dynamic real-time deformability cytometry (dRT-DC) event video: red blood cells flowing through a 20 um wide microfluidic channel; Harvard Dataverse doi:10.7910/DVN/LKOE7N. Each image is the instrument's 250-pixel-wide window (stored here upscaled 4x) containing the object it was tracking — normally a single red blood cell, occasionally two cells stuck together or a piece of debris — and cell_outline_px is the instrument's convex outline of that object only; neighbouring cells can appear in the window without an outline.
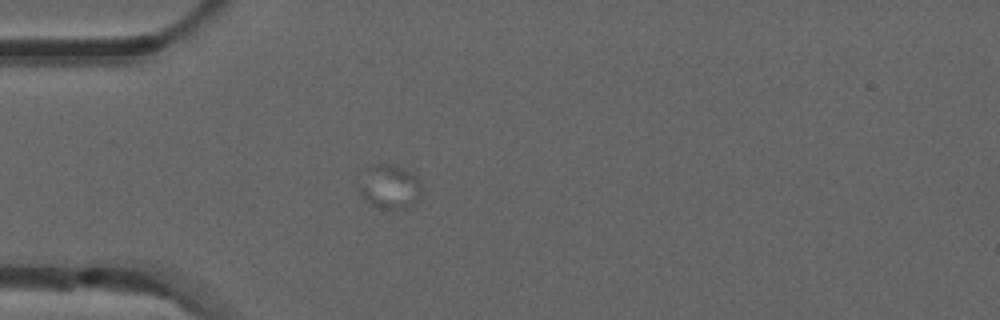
{"species": "common noctule bat (a hibernating species)", "species_latin": "Nyctalus noctula", "temperature_condition": "room temperature", "stored_images_in_passage": 5, "camera_frame_rate_fps": 3000, "um_per_image_px": 0.085, "animal": {"sex": "male", "forearm_length_mm": 52.5}, "frame": {"image": 1, "passage_image": 3, "time_ms": 0.667, "image_size_px": [1000, 320], "cell_outline_px": [[420, 188], [416, 204], [400, 208], [380, 208], [372, 204], [360, 192], [360, 188], [364, 168], [372, 164], [392, 164], [404, 168], [416, 176], [420, 180]], "centroid_in_image_um": [33.13, 15.83], "position_along_channel_um": 51.9, "area_um2": 15.72}}
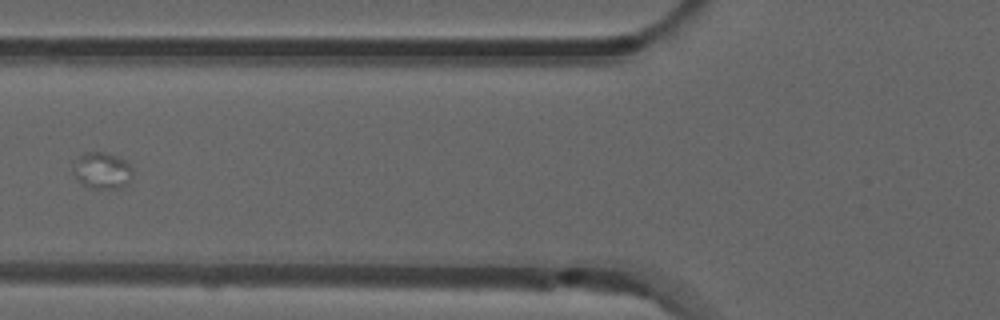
{"frame": {"image": 2, "passage_image": 5, "time_ms": 1.333, "image_size_px": [1000, 320], "cell_outline_px": [[132, 176], [124, 184], [108, 188], [88, 188], [72, 172], [72, 168], [80, 156], [84, 152], [104, 152], [116, 156], [124, 160], [132, 168]], "centroid_in_image_um": [8.65, 14.47], "position_along_channel_um": 117.2, "area_um2": 12.14}}